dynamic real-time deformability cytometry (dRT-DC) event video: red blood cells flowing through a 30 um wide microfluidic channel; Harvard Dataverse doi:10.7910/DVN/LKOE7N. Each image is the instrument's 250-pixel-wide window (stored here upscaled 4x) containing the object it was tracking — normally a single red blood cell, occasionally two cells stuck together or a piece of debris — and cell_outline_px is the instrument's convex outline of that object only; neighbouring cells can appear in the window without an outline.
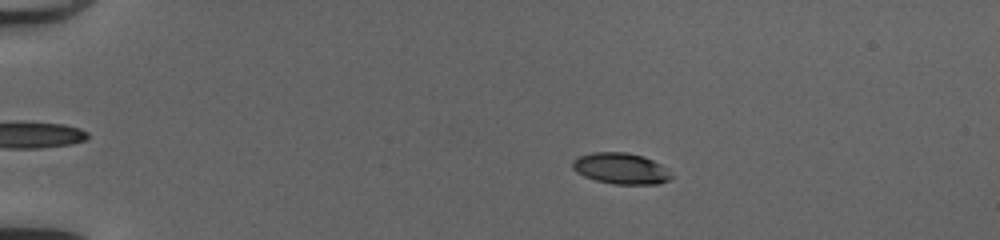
{"species": "common noctule bat (a hibernating species)", "species_latin": "Nyctalus noctula", "temperature_condition": "cold", "stored_images_in_passage": 51, "camera_frame_rate_fps": 3000, "um_per_image_px": 0.085, "animal": {"sex": "female", "body_mass_g": 20.0, "forearm_length_mm": 54.0}, "frame": {"image": 1, "passage_image": 11, "time_ms": 3.333, "image_size_px": [1000, 240], "cell_outline_px": [[672, 176], [668, 180], [656, 184], [612, 184], [596, 180], [584, 176], [576, 172], [572, 168], [572, 160], [580, 156], [592, 152], [628, 152], [644, 156], [668, 168]], "centroid_in_image_um": [52.77, 14.31], "position_along_channel_um": 32.2, "area_um2": 17.98}}
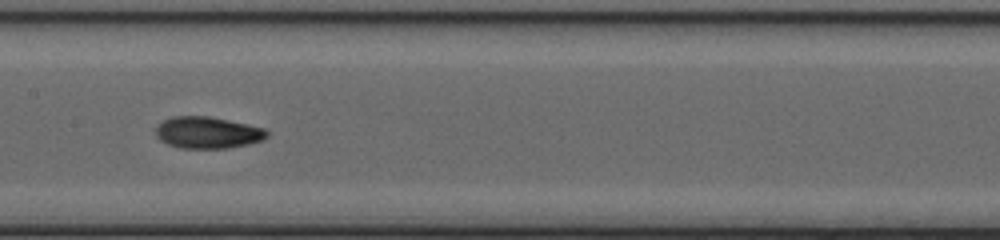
{"frame": {"image": 2, "passage_image": 28, "time_ms": 9.0, "image_size_px": [1000, 240], "cell_outline_px": [[268, 136], [260, 140], [248, 144], [228, 148], [180, 148], [168, 144], [160, 140], [156, 136], [156, 128], [164, 120], [172, 116], [208, 116], [248, 124], [264, 128], [268, 132]], "centroid_in_image_um": [17.64, 11.27], "position_along_channel_um": 189.8, "area_um2": 20.4}}
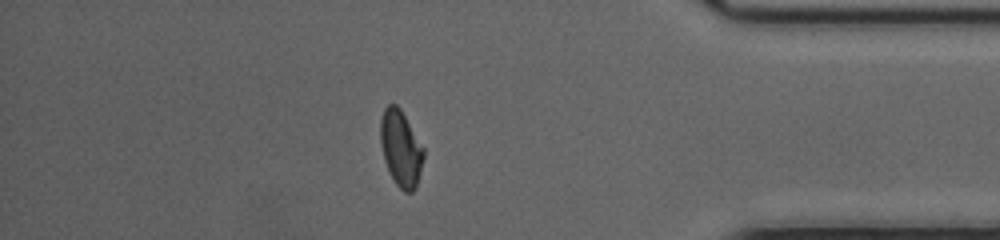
{"frame": {"image": 3, "passage_image": 45, "time_ms": 14.667, "image_size_px": [1000, 240], "cell_outline_px": [[424, 156], [416, 188], [412, 192], [404, 192], [396, 184], [384, 160], [380, 144], [380, 120], [384, 108], [388, 104], [396, 104], [400, 108], [424, 148]], "centroid_in_image_um": [34.06, 12.6], "position_along_channel_um": 401.1, "area_um2": 19.07}, "authors_computed_cell_mechanics": {"area_um2": 19.074, "velocity_mm_per_s": 4.1769, "shape_relaxation_time_tau1_ms": 7.6422, "shape_relaxation_time_tau2_ms": 1.8446, "deformation_change_tau1": 0.2239, "deformation_change_tau2": 0.0699}}